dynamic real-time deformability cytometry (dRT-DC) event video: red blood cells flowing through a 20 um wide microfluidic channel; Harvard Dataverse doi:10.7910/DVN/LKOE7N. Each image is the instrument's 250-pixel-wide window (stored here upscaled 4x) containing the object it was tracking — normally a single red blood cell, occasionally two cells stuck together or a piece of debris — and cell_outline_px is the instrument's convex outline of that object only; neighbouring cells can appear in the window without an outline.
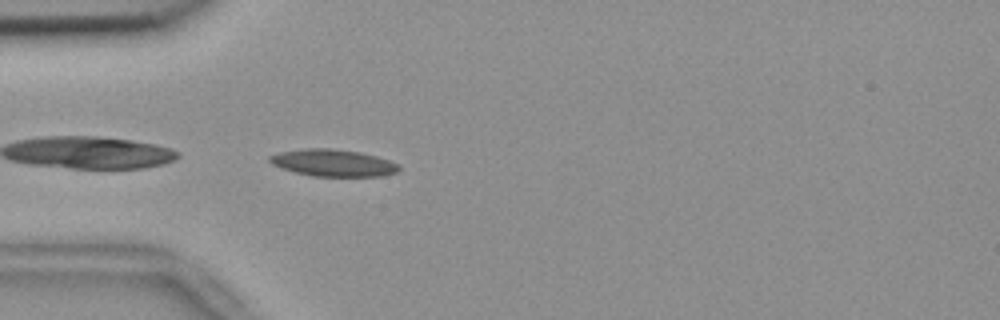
{"species": "common noctule bat (a hibernating species)", "species_latin": "Nyctalus noctula", "temperature_condition": "room temperature", "stored_images_in_passage": 40, "camera_frame_rate_fps": 3000, "um_per_image_px": 0.085, "animal": {"sex": "female", "body_mass_g": 18.4}, "frame": {"image": 1, "passage_image": 1, "time_ms": 0.0, "image_size_px": [1000, 320], "cell_outline_px": [[400, 168], [396, 172], [380, 176], [312, 176], [280, 168], [272, 164], [268, 160], [268, 156], [280, 152], [304, 148], [332, 148], [360, 152], [376, 156], [400, 164]], "centroid_in_image_um": [28.29, 13.84], "position_along_channel_um": 56.7, "area_um2": 20.35}}
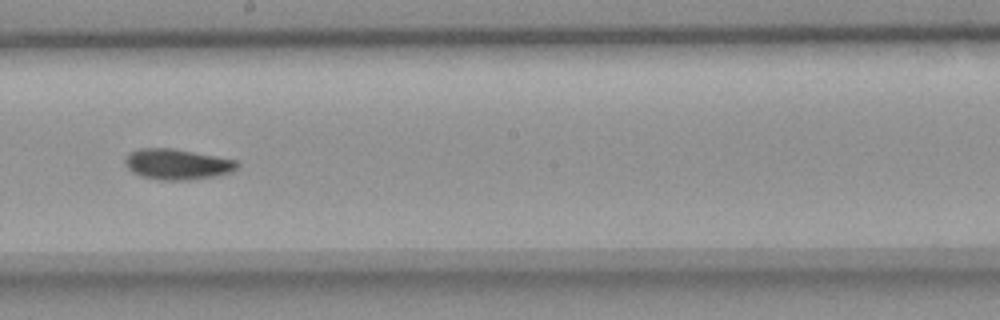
{"frame": {"image": 2, "passage_image": 16, "time_ms": 5.0, "image_size_px": [1000, 320], "cell_outline_px": [[240, 164], [232, 172], [192, 180], [160, 180], [140, 176], [132, 172], [128, 168], [124, 160], [124, 156], [128, 152], [140, 148], [172, 148], [236, 160]], "centroid_in_image_um": [15.01, 13.96], "position_along_channel_um": 233.2, "area_um2": 20.06}}
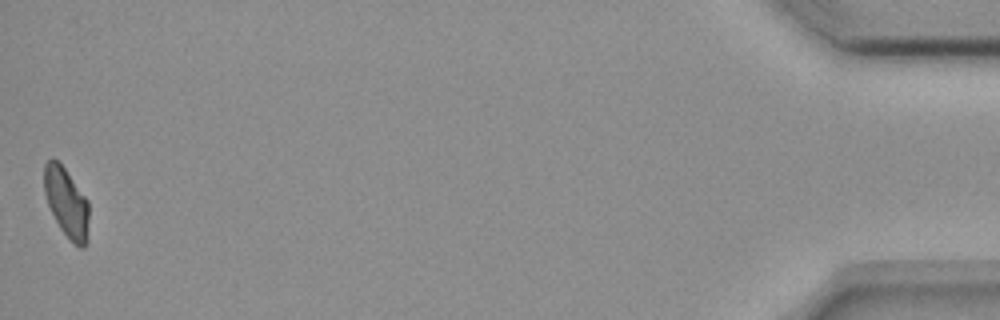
{"frame": {"image": 3, "passage_image": 40, "time_ms": 13.0, "image_size_px": [1000, 320], "cell_outline_px": [[88, 240], [84, 248], [80, 248], [60, 228], [48, 204], [44, 192], [44, 164], [48, 160], [56, 160], [64, 168], [88, 200]], "centroid_in_image_um": [5.66, 17.23], "position_along_channel_um": 429.5, "area_um2": 17.74}, "authors_computed_cell_mechanics": {"area_um2": 19.1896, "velocity_mm_per_s": 3.6414, "shape_relaxation_time_tau1_ms": 7.6937, "shape_relaxation_time_tau2_ms": 3.5224, "deformation_change_tau1": 0.1626, "deformation_change_tau2": 0.0769}}